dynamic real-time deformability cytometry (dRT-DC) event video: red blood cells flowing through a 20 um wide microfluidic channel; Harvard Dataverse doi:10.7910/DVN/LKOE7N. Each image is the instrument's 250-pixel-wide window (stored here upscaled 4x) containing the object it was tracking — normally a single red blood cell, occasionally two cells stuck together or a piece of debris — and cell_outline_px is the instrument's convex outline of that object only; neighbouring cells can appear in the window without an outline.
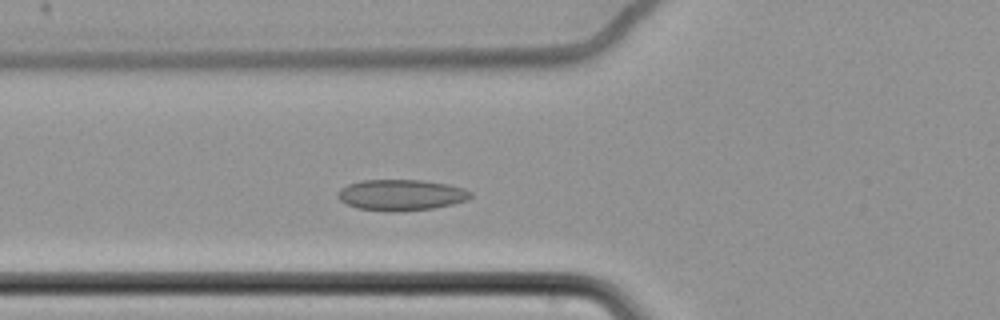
{"species": "common noctule bat (a hibernating species)", "species_latin": "Nyctalus noctula", "temperature_condition": "cold", "stored_images_in_passage": 55, "camera_frame_rate_fps": 3000, "um_per_image_px": 0.085, "animal": {"sex": "female", "body_mass_g": 22.7, "forearm_length_mm": 54.2}, "frame": {"image": 1, "passage_image": 17, "time_ms": 5.333, "image_size_px": [1000, 320], "cell_outline_px": [[472, 196], [468, 200], [452, 204], [432, 208], [392, 212], [360, 208], [348, 204], [340, 200], [336, 196], [336, 192], [340, 188], [348, 184], [360, 180], [424, 180], [448, 184], [464, 188], [472, 192]], "centroid_in_image_um": [34.1, 16.56], "position_along_channel_um": 91.7, "area_um2": 24.04}}
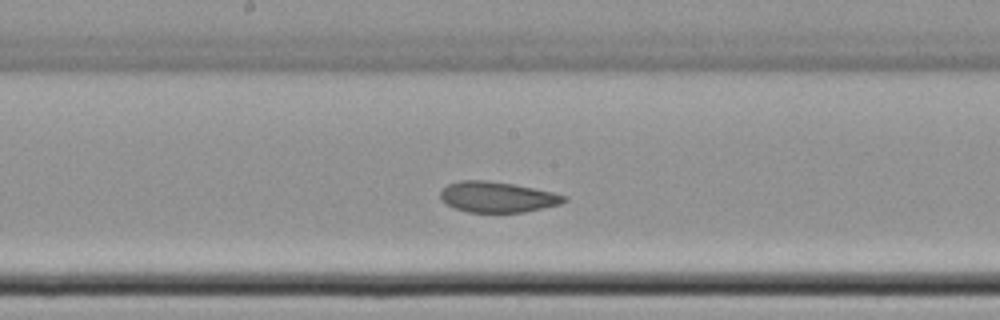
{"frame": {"image": 2, "passage_image": 27, "time_ms": 8.667, "image_size_px": [1000, 320], "cell_outline_px": [[568, 200], [560, 204], [524, 212], [468, 212], [456, 208], [440, 200], [440, 192], [448, 184], [456, 180], [488, 180], [512, 184], [552, 192], [568, 196]], "centroid_in_image_um": [42.26, 16.74], "position_along_channel_um": 205.9, "area_um2": 22.02}}
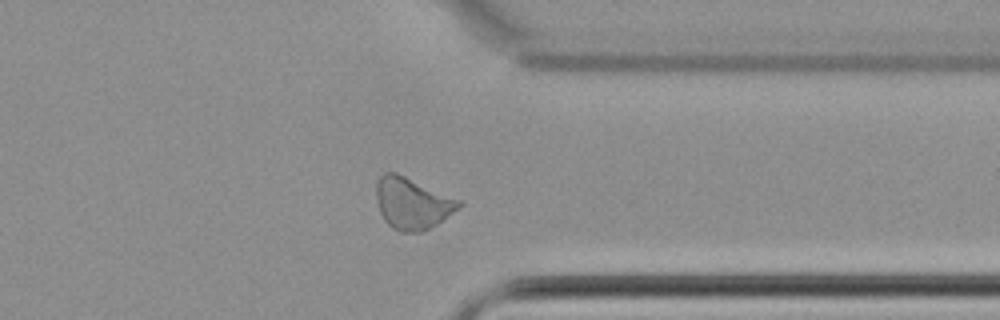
{"frame": {"image": 3, "passage_image": 42, "time_ms": 13.667, "image_size_px": [1000, 320], "cell_outline_px": [[464, 204], [460, 208], [436, 224], [420, 232], [400, 232], [392, 228], [384, 220], [380, 212], [376, 196], [376, 180], [384, 172], [396, 172], [464, 200]], "centroid_in_image_um": [35.07, 17.26], "position_along_channel_um": 376.3, "area_um2": 25.2}, "authors_computed_cell_mechanics": {"area_um2": 23.987, "velocity_mm_per_s": 3.4383, "shape_relaxation_time_tau1_ms": null, "shape_relaxation_time_tau2_ms": 2.7839, "deformation_change_tau1": null, "deformation_change_tau2": 0.0762}}